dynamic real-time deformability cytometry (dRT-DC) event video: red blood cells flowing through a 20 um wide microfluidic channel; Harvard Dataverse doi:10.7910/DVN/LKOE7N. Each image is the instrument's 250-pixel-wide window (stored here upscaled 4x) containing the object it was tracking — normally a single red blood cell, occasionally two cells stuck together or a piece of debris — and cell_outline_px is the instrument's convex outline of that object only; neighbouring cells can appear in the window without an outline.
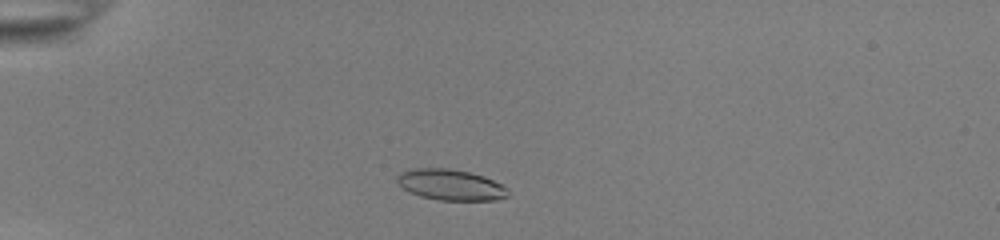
{"species": "common noctule bat (a hibernating species)", "species_latin": "Nyctalus noctula", "temperature_condition": "room temperature", "stored_images_in_passage": 44, "camera_frame_rate_fps": 3000, "um_per_image_px": 0.085, "animal": {"sex": "female", "body_mass_g": 22.0, "forearm_length_mm": 56.7}, "frame": {"image": 1, "passage_image": 6, "time_ms": 1.667, "image_size_px": [1000, 240], "cell_outline_px": [[508, 196], [496, 200], [440, 200], [420, 196], [404, 188], [396, 180], [396, 176], [400, 172], [412, 168], [448, 168], [468, 172], [484, 176], [508, 188]], "centroid_in_image_um": [38.3, 15.7], "position_along_channel_um": 46.7, "area_um2": 19.83}}
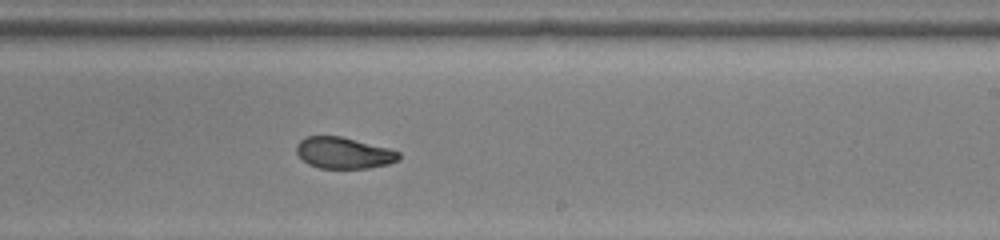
{"frame": {"image": 2, "passage_image": 25, "time_ms": 8.0, "image_size_px": [1000, 240], "cell_outline_px": [[400, 160], [388, 164], [368, 168], [320, 168], [308, 164], [296, 152], [296, 144], [300, 140], [308, 136], [340, 136], [388, 148], [400, 152]], "centroid_in_image_um": [29.22, 13.0], "position_along_channel_um": 259.8, "area_um2": 18.61}}
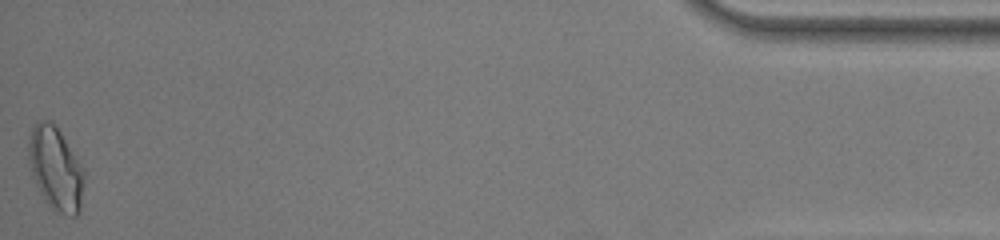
{"frame": {"image": 3, "passage_image": 44, "time_ms": 14.333, "image_size_px": [1000, 240], "cell_outline_px": [[84, 180], [80, 212], [76, 216], [72, 216], [60, 212], [52, 208], [44, 200], [32, 176], [28, 156], [28, 140], [32, 124], [40, 120], [52, 120], [84, 168]], "centroid_in_image_um": [4.72, 14.3], "position_along_channel_um": 430.5, "area_um2": 27.11}, "authors_computed_cell_mechanics": {"area_um2": 19.8254, "velocity_mm_per_s": 3.8915, "shape_relaxation_time_tau1_ms": 4.5642, "shape_relaxation_time_tau2_ms": 1.3054, "deformation_change_tau1": 0.1812, "deformation_change_tau2": 0.0645}}